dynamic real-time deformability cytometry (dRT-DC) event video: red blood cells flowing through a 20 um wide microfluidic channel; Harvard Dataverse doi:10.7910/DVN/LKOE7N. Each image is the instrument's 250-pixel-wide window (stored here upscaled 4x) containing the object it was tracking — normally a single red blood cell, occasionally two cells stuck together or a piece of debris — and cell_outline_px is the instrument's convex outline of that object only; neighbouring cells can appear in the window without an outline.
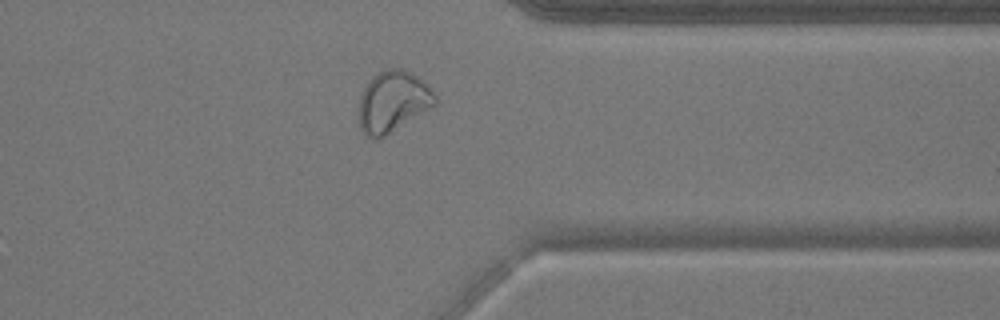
{"species": "common noctule bat (a hibernating species)", "species_latin": "Nyctalus noctula", "temperature_condition": "warm", "stored_images_in_passage": 45, "camera_frame_rate_fps": 3000, "um_per_image_px": 0.085, "animal": {"sex": "male", "body_mass_g": 17.9}, "frame": {"image": 1, "passage_image": 35, "time_ms": 11.333, "image_size_px": [1000, 320], "cell_outline_px": [[436, 104], [432, 108], [380, 140], [376, 140], [368, 136], [360, 128], [356, 112], [360, 96], [364, 84], [376, 72], [388, 68], [400, 68], [424, 80], [428, 84], [436, 96]], "centroid_in_image_um": [33.35, 8.65], "position_along_channel_um": 378.0, "area_um2": 28.03}}
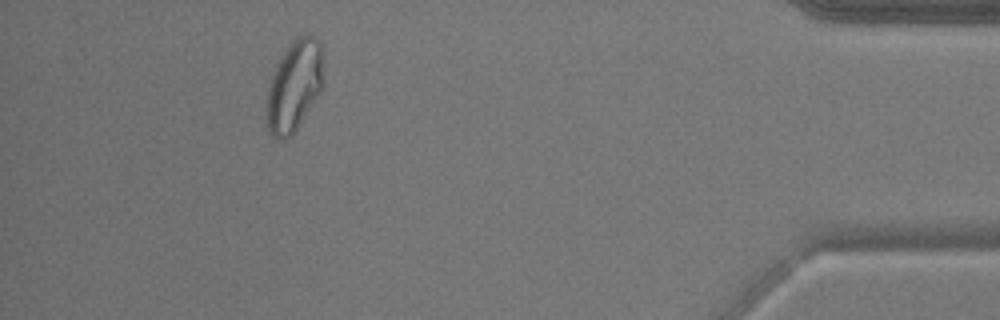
{"frame": {"image": 2, "passage_image": 41, "time_ms": 13.333, "image_size_px": [1000, 320], "cell_outline_px": [[324, 84], [320, 92], [296, 132], [288, 140], [280, 140], [272, 136], [268, 128], [268, 92], [272, 72], [280, 56], [292, 40], [296, 36], [304, 32], [312, 36], [320, 44], [324, 80]], "centroid_in_image_um": [25.03, 7.3], "position_along_channel_um": 410.2, "area_um2": 30.35}}